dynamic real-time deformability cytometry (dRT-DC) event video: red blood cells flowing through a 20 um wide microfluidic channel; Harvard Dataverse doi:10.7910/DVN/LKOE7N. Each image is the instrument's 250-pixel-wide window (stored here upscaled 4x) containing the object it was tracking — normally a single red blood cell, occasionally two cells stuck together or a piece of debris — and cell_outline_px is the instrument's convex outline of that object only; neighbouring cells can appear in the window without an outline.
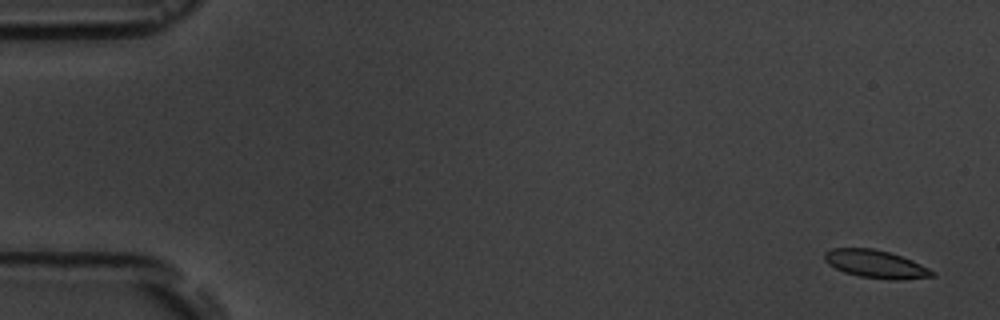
{"species": "common noctule bat (a hibernating species)", "species_latin": "Nyctalus noctula", "temperature_condition": "room temperature", "stored_images_in_passage": 7, "camera_frame_rate_fps": 3000, "um_per_image_px": 0.085, "animal": {"sex": "male", "body_mass_g": 19.5, "forearm_length_mm": 54.6}, "frame": {"image": 1, "passage_image": 1, "time_ms": 0.0, "image_size_px": [1000, 320], "cell_outline_px": [[936, 276], [900, 280], [892, 280], [860, 276], [844, 272], [828, 264], [824, 260], [824, 252], [832, 248], [872, 248], [888, 252], [912, 260], [936, 272]], "centroid_in_image_um": [74.44, 22.45], "position_along_channel_um": 10.6, "area_um2": 17.46}}
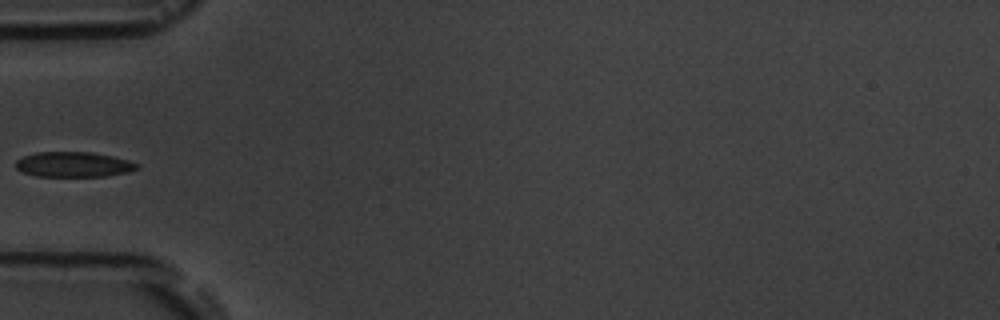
{"frame": {"image": 2, "passage_image": 6, "time_ms": 5.667, "image_size_px": [1000, 320], "cell_outline_px": [[140, 168], [128, 172], [108, 176], [36, 176], [24, 172], [16, 168], [16, 160], [24, 156], [36, 152], [92, 152], [112, 156], [128, 160], [140, 164]], "centroid_in_image_um": [6.29, 13.98], "position_along_channel_um": 78.7, "area_um2": 17.8}}
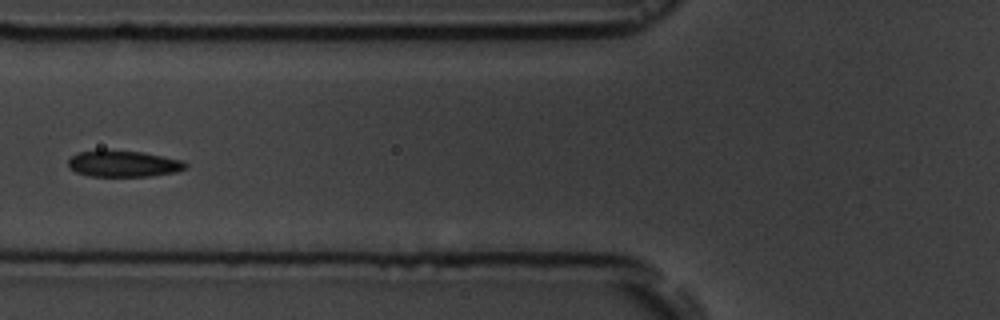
{"frame": {"image": 3, "passage_image": 7, "time_ms": 6.667, "image_size_px": [1000, 320], "cell_outline_px": [[188, 168], [176, 172], [148, 176], [88, 176], [76, 172], [68, 164], [68, 160], [72, 156], [80, 152], [104, 148], [144, 152], [184, 160], [188, 164]], "centroid_in_image_um": [10.53, 13.89], "position_along_channel_um": 115.3, "area_um2": 18.44}}